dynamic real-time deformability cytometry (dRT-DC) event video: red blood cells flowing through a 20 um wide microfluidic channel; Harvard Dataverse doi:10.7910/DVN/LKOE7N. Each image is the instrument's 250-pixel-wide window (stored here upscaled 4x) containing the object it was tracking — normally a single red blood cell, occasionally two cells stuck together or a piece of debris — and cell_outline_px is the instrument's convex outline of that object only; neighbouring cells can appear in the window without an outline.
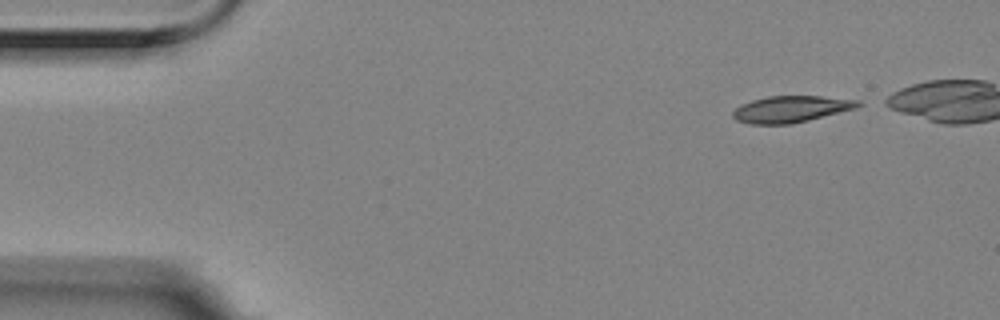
{"species": "Egyptian fruit bat (a non-hibernating species)", "species_latin": "Rousettus aegyptiacus", "temperature_condition": "room temperature", "stored_images_in_passage": 5, "camera_frame_rate_fps": 3000, "um_per_image_px": 0.085, "animal": {"sex": "female"}, "frame": {"image": 1, "passage_image": 1, "time_ms": 0.0, "image_size_px": [1000, 320], "cell_outline_px": [[864, 104], [856, 108], [808, 120], [788, 124], [748, 124], [736, 120], [732, 116], [732, 112], [740, 104], [752, 100], [768, 96], [820, 96], [860, 100]], "centroid_in_image_um": [67.22, 9.27], "position_along_channel_um": 17.8, "area_um2": 19.36}}